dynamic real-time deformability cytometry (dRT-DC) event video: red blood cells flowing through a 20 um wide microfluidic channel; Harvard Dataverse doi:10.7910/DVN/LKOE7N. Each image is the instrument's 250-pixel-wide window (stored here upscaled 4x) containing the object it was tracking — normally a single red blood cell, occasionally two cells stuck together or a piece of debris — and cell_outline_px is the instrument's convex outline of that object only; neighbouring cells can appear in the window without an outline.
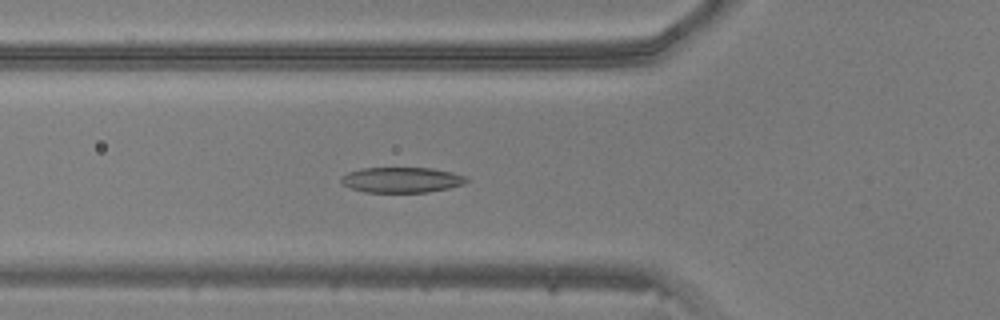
{"species": "common noctule bat (a hibernating species)", "species_latin": "Nyctalus noctula", "temperature_condition": "warm", "stored_images_in_passage": 48, "camera_frame_rate_fps": 3000, "um_per_image_px": 0.085, "animal": {"sex": "male", "body_mass_g": 20.5, "forearm_length_mm": 52.5}, "frame": {"image": 1, "passage_image": 17, "time_ms": 5.333, "image_size_px": [1000, 320], "cell_outline_px": [[468, 180], [464, 184], [448, 188], [428, 192], [364, 192], [352, 188], [344, 184], [340, 180], [340, 176], [348, 172], [360, 168], [432, 168], [452, 172], [464, 176]], "centroid_in_image_um": [34.12, 15.28], "position_along_channel_um": 91.7, "area_um2": 18.5}}
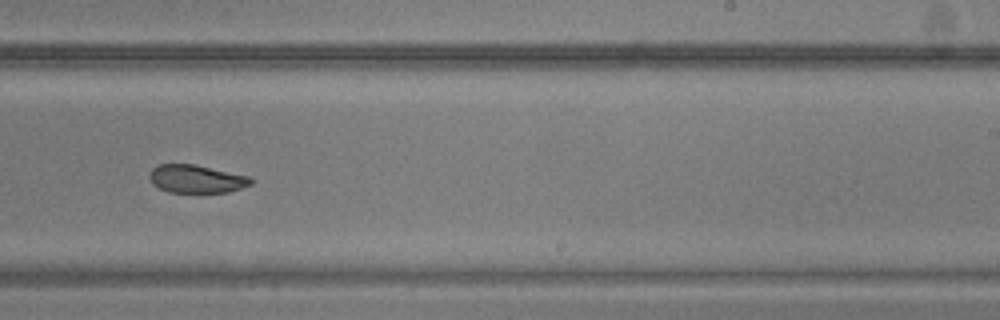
{"frame": {"image": 2, "passage_image": 30, "time_ms": 9.667, "image_size_px": [1000, 320], "cell_outline_px": [[252, 184], [228, 192], [168, 192], [152, 184], [148, 176], [152, 168], [156, 164], [196, 164], [248, 176], [252, 180]], "centroid_in_image_um": [16.65, 15.19], "position_along_channel_um": 272.4, "area_um2": 16.59}}
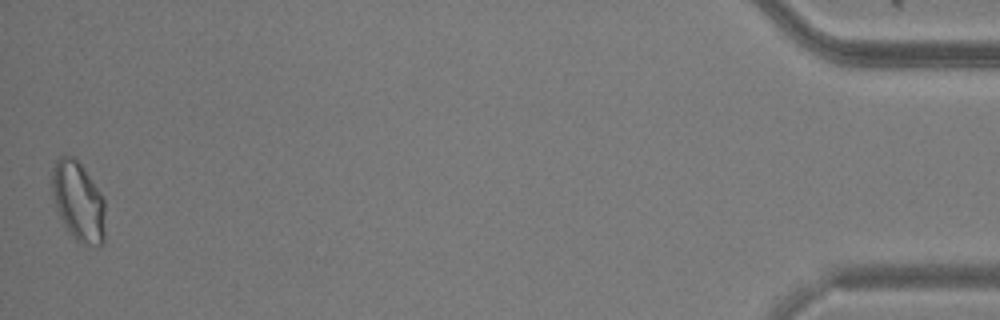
{"frame": {"image": 3, "passage_image": 48, "time_ms": 15.667, "image_size_px": [1000, 320], "cell_outline_px": [[104, 244], [100, 248], [96, 248], [84, 244], [76, 240], [72, 236], [64, 224], [56, 208], [52, 192], [52, 168], [56, 160], [60, 156], [72, 156], [80, 164], [104, 196]], "centroid_in_image_um": [6.68, 17.16], "position_along_channel_um": 428.5, "area_um2": 24.74}}